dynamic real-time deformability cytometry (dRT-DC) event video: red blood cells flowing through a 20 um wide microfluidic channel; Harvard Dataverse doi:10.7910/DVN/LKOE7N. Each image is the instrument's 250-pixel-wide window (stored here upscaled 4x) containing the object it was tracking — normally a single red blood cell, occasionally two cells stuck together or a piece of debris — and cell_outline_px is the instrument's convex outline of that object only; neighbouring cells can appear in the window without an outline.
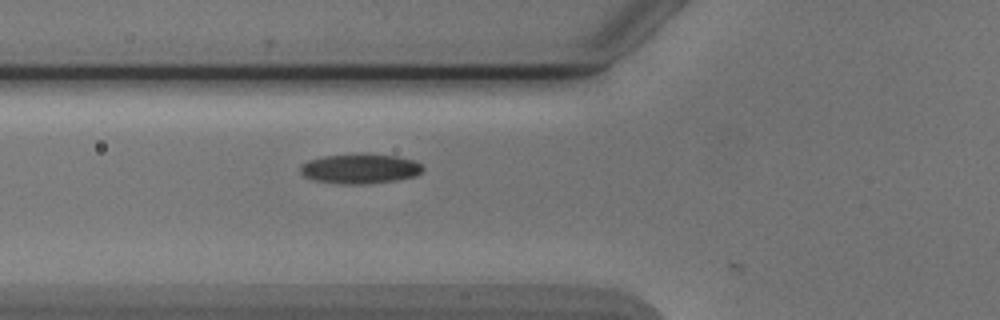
{"species": "Egyptian fruit bat (a non-hibernating species)", "species_latin": "Rousettus aegyptiacus", "temperature_condition": "cold", "stored_images_in_passage": 6, "camera_frame_rate_fps": 3000, "um_per_image_px": 0.085, "animal": {"sex": "male"}, "frame": {"image": 1, "passage_image": 6, "time_ms": 6.0, "image_size_px": [1000, 320], "cell_outline_px": [[424, 168], [416, 176], [396, 180], [364, 184], [344, 184], [312, 180], [304, 176], [300, 172], [300, 164], [308, 160], [324, 156], [360, 152], [364, 152], [396, 156], [412, 160], [420, 164]], "centroid_in_image_um": [30.56, 14.32], "position_along_channel_um": 95.2, "area_um2": 21.62}}